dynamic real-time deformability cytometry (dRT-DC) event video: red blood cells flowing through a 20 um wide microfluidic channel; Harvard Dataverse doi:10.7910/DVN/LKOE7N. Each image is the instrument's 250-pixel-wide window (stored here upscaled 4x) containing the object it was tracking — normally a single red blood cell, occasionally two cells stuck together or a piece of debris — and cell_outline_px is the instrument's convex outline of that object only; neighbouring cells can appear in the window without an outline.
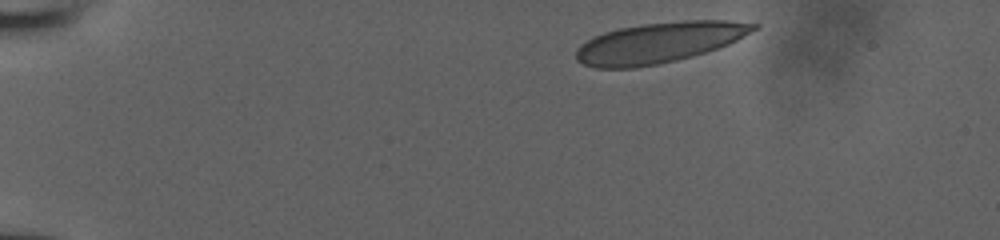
{"species": "human", "species_latin": "Homo sapiens", "temperature_condition": "room temperature", "stored_images_in_passage": 37, "camera_frame_rate_fps": 3000, "um_per_image_px": 0.085, "donor": {"sex": "male"}, "frame": {"image": 1, "passage_image": 1, "time_ms": 0.0, "image_size_px": [1000, 240], "cell_outline_px": [[760, 28], [728, 44], [692, 56], [676, 60], [636, 68], [596, 68], [584, 64], [576, 60], [576, 48], [580, 44], [592, 36], [604, 32], [620, 28], [644, 24], [680, 20], [728, 20], [760, 24]], "centroid_in_image_um": [56.02, 3.61], "position_along_channel_um": 29.0, "area_um2": 42.02}}
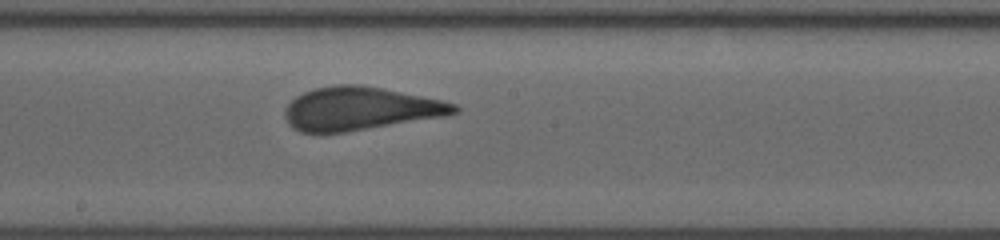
{"frame": {"image": 2, "passage_image": 22, "time_ms": 7.0, "image_size_px": [1000, 240], "cell_outline_px": [[460, 108], [456, 112], [444, 116], [344, 132], [300, 132], [292, 128], [288, 124], [284, 116], [284, 108], [296, 96], [304, 92], [316, 88], [336, 84], [356, 84], [380, 88], [440, 100], [456, 104]], "centroid_in_image_um": [30.54, 9.23], "position_along_channel_um": 217.7, "area_um2": 42.08}}
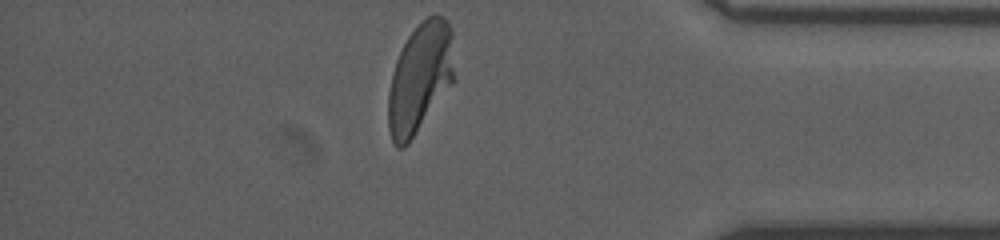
{"frame": {"image": 3, "passage_image": 37, "time_ms": 12.0, "image_size_px": [1000, 240], "cell_outline_px": [[452, 84], [408, 144], [404, 148], [396, 148], [392, 140], [388, 128], [388, 92], [392, 72], [396, 60], [408, 36], [428, 16], [436, 12], [452, 28]], "centroid_in_image_um": [35.66, 6.66], "position_along_channel_um": 399.5, "area_um2": 41.73}}